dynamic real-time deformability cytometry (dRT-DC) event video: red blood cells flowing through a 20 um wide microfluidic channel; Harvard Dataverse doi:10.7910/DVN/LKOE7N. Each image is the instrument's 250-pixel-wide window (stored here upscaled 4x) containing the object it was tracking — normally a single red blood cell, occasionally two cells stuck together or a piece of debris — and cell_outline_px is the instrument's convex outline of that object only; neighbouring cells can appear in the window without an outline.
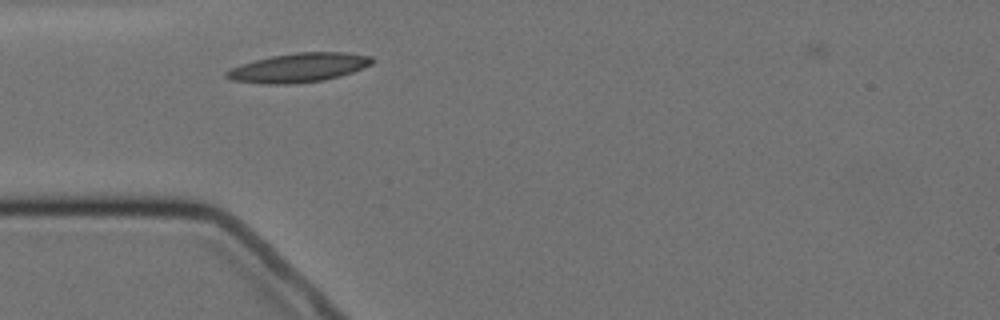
{"species": "Egyptian fruit bat (a non-hibernating species)", "species_latin": "Rousettus aegyptiacus", "temperature_condition": "cold", "stored_images_in_passage": 3, "camera_frame_rate_fps": 3000, "um_per_image_px": 0.085, "animal": {"sex": "female"}, "frame": {"image": 1, "passage_image": 2, "time_ms": 1.333, "image_size_px": [1000, 320], "cell_outline_px": [[376, 60], [372, 64], [352, 72], [340, 76], [324, 80], [292, 84], [260, 84], [232, 80], [224, 76], [224, 72], [240, 64], [272, 56], [296, 52], [344, 52], [372, 56]], "centroid_in_image_um": [25.39, 5.75], "position_along_channel_um": 59.6, "area_um2": 24.8}}
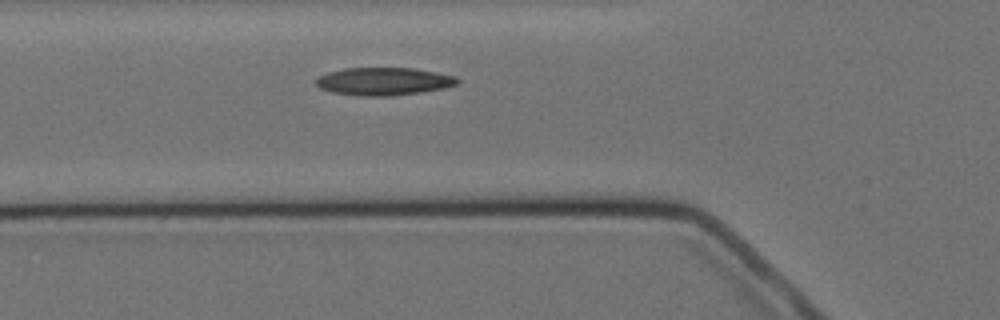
{"frame": {"image": 2, "passage_image": 3, "time_ms": 2.333, "image_size_px": [1000, 320], "cell_outline_px": [[460, 80], [456, 84], [444, 88], [420, 92], [392, 96], [364, 96], [332, 92], [320, 88], [316, 84], [316, 80], [320, 76], [328, 72], [344, 68], [412, 68], [436, 72], [456, 76]], "centroid_in_image_um": [32.63, 6.91], "position_along_channel_um": 93.2, "area_um2": 22.77}}